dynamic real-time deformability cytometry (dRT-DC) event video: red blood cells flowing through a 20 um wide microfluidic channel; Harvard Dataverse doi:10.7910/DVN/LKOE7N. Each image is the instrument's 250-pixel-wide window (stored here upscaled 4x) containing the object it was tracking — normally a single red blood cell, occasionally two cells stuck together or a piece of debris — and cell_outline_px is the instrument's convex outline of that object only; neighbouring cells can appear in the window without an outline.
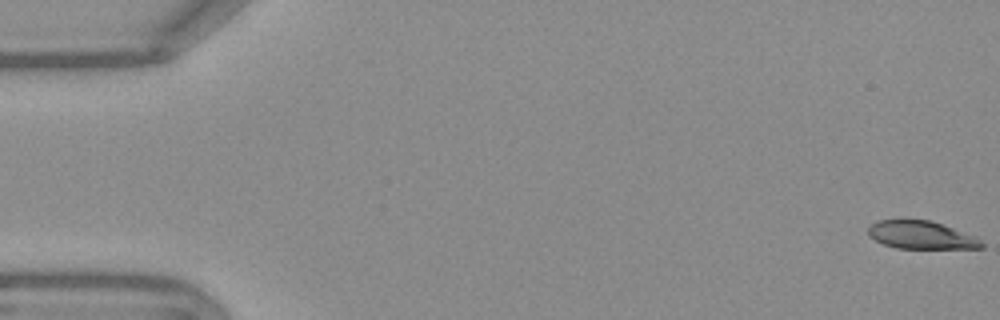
{"species": "Egyptian fruit bat (a non-hibernating species)", "species_latin": "Rousettus aegyptiacus", "temperature_condition": "warm", "stored_images_in_passage": 54, "camera_frame_rate_fps": 3000, "um_per_image_px": 0.085, "frame": {"image": 1, "passage_image": 1, "time_ms": 0.0, "image_size_px": [1000, 320], "cell_outline_px": [[984, 248], [896, 248], [884, 244], [868, 236], [868, 228], [876, 220], [932, 220], [976, 236], [984, 244]], "centroid_in_image_um": [78.31, 19.97], "position_along_channel_um": 6.7, "area_um2": 18.44}}
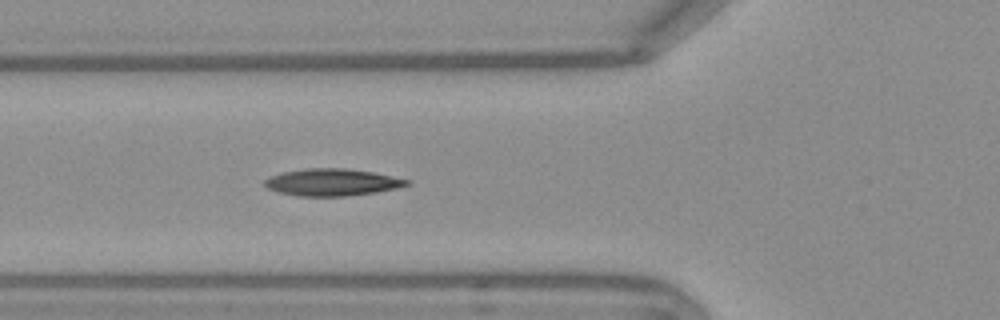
{"frame": {"image": 2, "passage_image": 20, "time_ms": 6.333, "image_size_px": [1000, 320], "cell_outline_px": [[412, 184], [396, 188], [376, 192], [348, 196], [296, 196], [280, 192], [268, 188], [264, 184], [264, 180], [272, 176], [284, 172], [308, 168], [344, 168], [372, 172], [392, 176], [408, 180]], "centroid_in_image_um": [28.24, 15.5], "position_along_channel_um": 97.6, "area_um2": 22.2}}
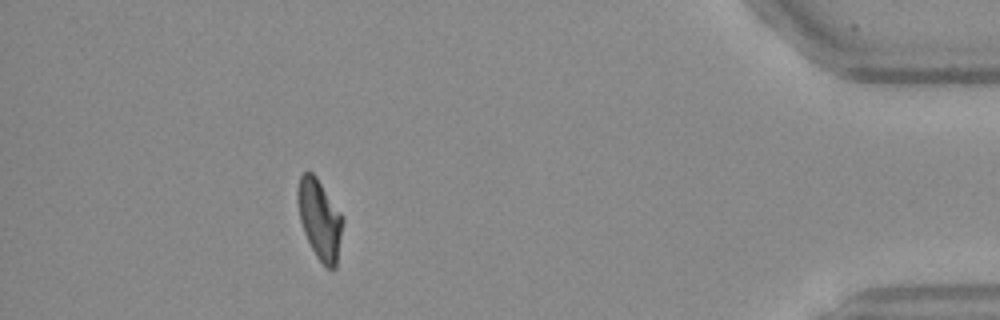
{"frame": {"image": 3, "passage_image": 49, "time_ms": 16.0, "image_size_px": [1000, 320], "cell_outline_px": [[344, 220], [336, 268], [332, 272], [316, 256], [304, 232], [300, 220], [296, 196], [296, 188], [300, 176], [304, 172], [312, 172], [316, 176], [344, 216]], "centroid_in_image_um": [27.18, 18.63], "position_along_channel_um": 408.0, "area_um2": 21.21}, "authors_computed_cell_mechanics": {"area_um2": 21.5594, "velocity_mm_per_s": 3.7743, "shape_relaxation_time_tau1_ms": null, "shape_relaxation_time_tau2_ms": 2.4489, "deformation_change_tau1": null, "deformation_change_tau2": 0.0939}}